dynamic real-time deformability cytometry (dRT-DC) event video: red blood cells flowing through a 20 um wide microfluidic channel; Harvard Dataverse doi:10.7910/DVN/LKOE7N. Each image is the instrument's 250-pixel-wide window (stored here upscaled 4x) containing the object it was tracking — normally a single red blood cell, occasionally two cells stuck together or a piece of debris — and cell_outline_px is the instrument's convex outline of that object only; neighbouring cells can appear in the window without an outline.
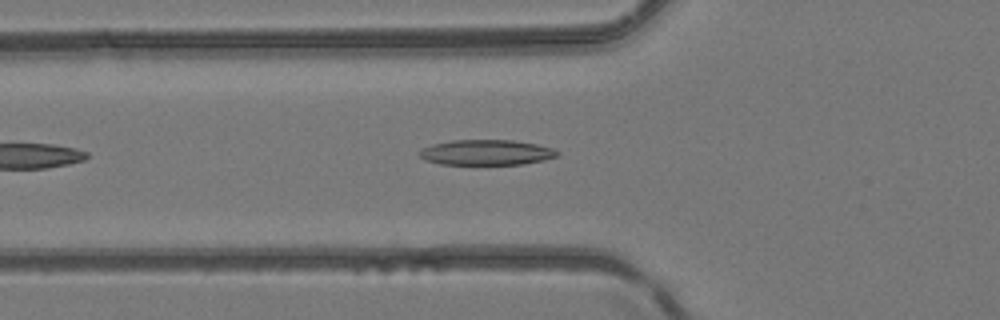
{"species": "common noctule bat (a hibernating species)", "species_latin": "Nyctalus noctula", "temperature_condition": "room temperature", "stored_images_in_passage": 13, "camera_frame_rate_fps": 3000, "um_per_image_px": 0.085, "animal": {"sex": "female", "body_mass_g": 24.6, "forearm_length_mm": 56.2}, "frame": {"image": 1, "passage_image": 6, "time_ms": 1.667, "image_size_px": [1000, 320], "cell_outline_px": [[560, 156], [544, 160], [524, 164], [440, 164], [424, 160], [420, 156], [420, 148], [432, 144], [452, 140], [512, 140], [536, 144], [552, 148], [560, 152]], "centroid_in_image_um": [41.35, 12.95], "position_along_channel_um": 84.5, "area_um2": 20.46}}
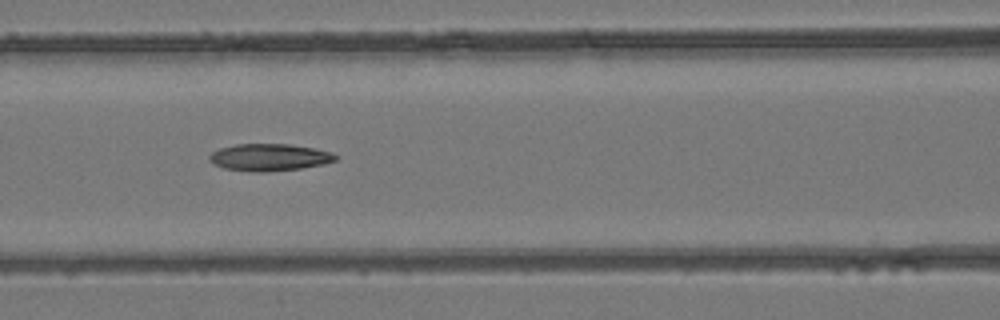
{"frame": {"image": 2, "passage_image": 10, "time_ms": 3.0, "image_size_px": [1000, 320], "cell_outline_px": [[340, 156], [336, 160], [324, 164], [300, 168], [264, 172], [252, 172], [224, 168], [208, 160], [208, 156], [212, 152], [220, 148], [236, 144], [288, 144], [312, 148], [332, 152]], "centroid_in_image_um": [22.9, 13.37], "position_along_channel_um": 143.7, "area_um2": 19.88}}